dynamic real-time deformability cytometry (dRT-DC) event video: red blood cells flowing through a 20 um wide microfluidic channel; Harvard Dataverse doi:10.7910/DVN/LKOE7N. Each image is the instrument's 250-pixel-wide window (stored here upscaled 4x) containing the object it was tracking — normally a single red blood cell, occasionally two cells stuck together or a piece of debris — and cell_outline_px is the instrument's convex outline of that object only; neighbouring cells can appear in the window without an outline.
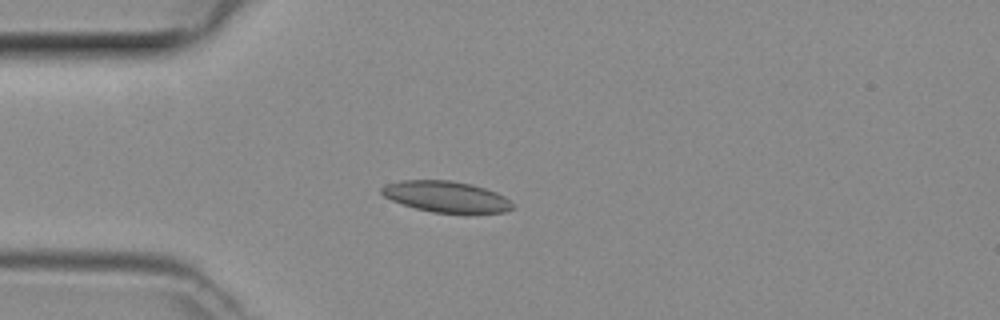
{"species": "common noctule bat (a hibernating species)", "species_latin": "Nyctalus noctula", "temperature_condition": "room temperature", "stored_images_in_passage": 31, "camera_frame_rate_fps": 3000, "um_per_image_px": 0.085, "animal": {"sex": "female", "body_mass_g": 29.2, "forearm_length_mm": 56.3}, "frame": {"image": 1, "passage_image": 5, "time_ms": 1.333, "image_size_px": [1000, 320], "cell_outline_px": [[516, 208], [504, 212], [468, 216], [464, 216], [432, 212], [416, 208], [392, 200], [384, 196], [380, 192], [380, 188], [388, 184], [404, 180], [452, 180], [472, 184], [496, 192], [504, 196]], "centroid_in_image_um": [38.01, 16.77], "position_along_channel_um": 47.0, "area_um2": 24.45}}
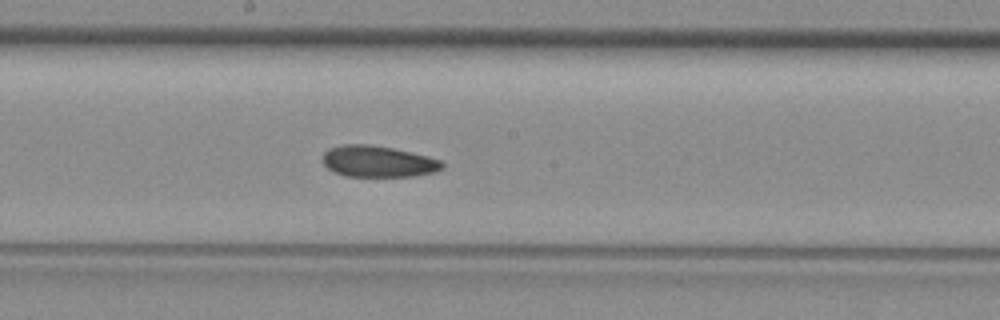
{"frame": {"image": 2, "passage_image": 18, "time_ms": 5.667, "image_size_px": [1000, 320], "cell_outline_px": [[444, 168], [436, 172], [416, 176], [344, 176], [332, 172], [324, 164], [324, 152], [328, 148], [344, 144], [368, 144], [392, 148], [428, 156], [440, 160], [444, 164]], "centroid_in_image_um": [32.14, 13.73], "position_along_channel_um": 216.1, "area_um2": 21.91}}
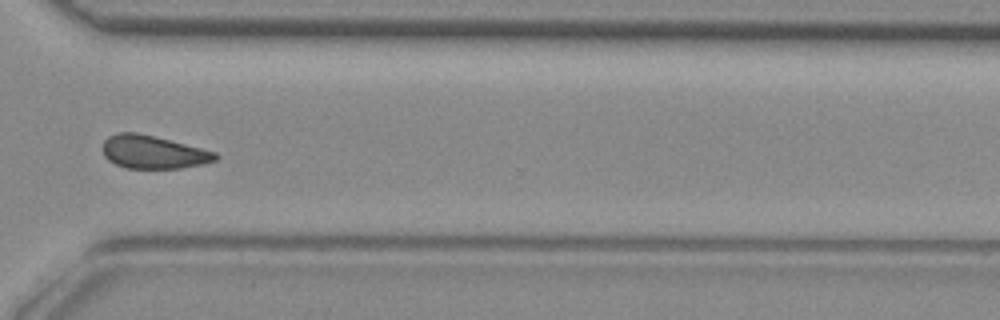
{"frame": {"image": 3, "passage_image": 28, "time_ms": 9.0, "image_size_px": [1000, 320], "cell_outline_px": [[220, 156], [216, 160], [200, 164], [180, 168], [128, 168], [116, 164], [108, 160], [104, 156], [104, 140], [108, 136], [120, 132], [136, 132], [216, 152]], "centroid_in_image_um": [13.0, 12.93], "position_along_channel_um": 357.6, "area_um2": 21.33}}